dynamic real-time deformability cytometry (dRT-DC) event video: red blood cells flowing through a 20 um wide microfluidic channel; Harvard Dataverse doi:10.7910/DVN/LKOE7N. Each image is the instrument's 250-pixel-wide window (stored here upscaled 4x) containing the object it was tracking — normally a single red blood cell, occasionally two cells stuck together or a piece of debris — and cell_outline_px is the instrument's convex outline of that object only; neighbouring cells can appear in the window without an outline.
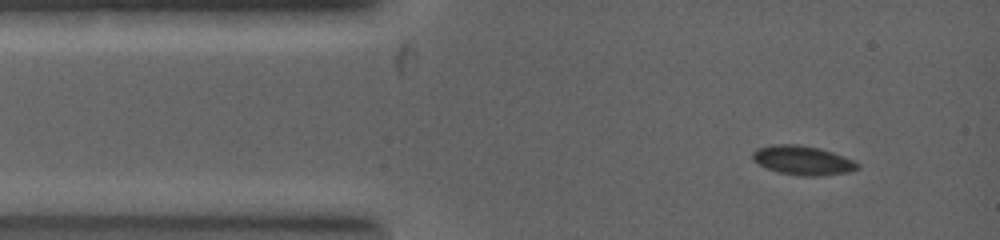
{"species": "common noctule bat (a hibernating species)", "species_latin": "Nyctalus noctula", "temperature_condition": "warm", "stored_images_in_passage": 2, "camera_frame_rate_fps": 5000, "um_per_image_px": 0.085, "animal": {"sex": "female", "body_mass_g": 19.0, "forearm_length_mm": 53.3}, "frame": {"image": 1, "passage_image": 1, "time_ms": 0.0, "image_size_px": [1000, 240], "cell_outline_px": [[860, 168], [848, 172], [816, 176], [800, 176], [780, 172], [768, 168], [752, 160], [752, 152], [756, 148], [772, 144], [796, 144], [820, 148], [844, 156], [860, 164]], "centroid_in_image_um": [68.22, 13.62], "position_along_channel_um": 16.8, "area_um2": 17.8}}
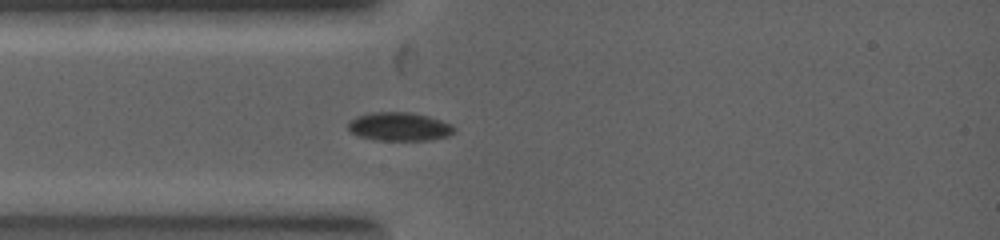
{"frame": {"image": 2, "passage_image": 2, "time_ms": 1.2, "image_size_px": [1000, 240], "cell_outline_px": [[456, 132], [448, 136], [432, 140], [376, 140], [360, 136], [348, 132], [348, 120], [356, 116], [372, 112], [408, 112], [428, 116], [452, 124], [456, 128]], "centroid_in_image_um": [33.94, 10.76], "position_along_channel_um": 51.1, "area_um2": 17.86}}